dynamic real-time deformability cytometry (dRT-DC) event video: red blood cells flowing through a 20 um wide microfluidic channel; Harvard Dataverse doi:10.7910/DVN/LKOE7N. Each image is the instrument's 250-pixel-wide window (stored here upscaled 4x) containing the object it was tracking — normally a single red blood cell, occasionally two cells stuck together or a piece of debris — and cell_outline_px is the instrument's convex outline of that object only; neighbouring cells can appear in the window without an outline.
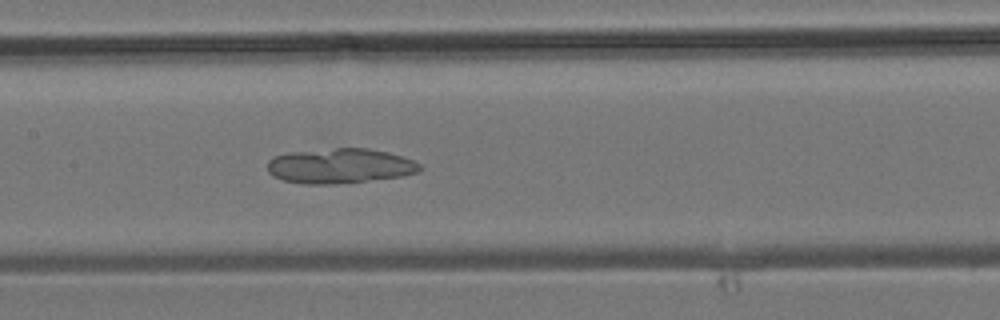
{"species": "common noctule bat (a hibernating species)", "species_latin": "Nyctalus noctula", "temperature_condition": "room temperature", "stored_images_in_passage": 44, "camera_frame_rate_fps": 3000, "um_per_image_px": 0.085, "animal": {"sex": "male", "body_mass_g": 19.2, "forearm_length_mm": 51.8}, "frame": {"image": 1, "passage_image": 21, "time_ms": 6.667, "image_size_px": [1000, 320], "cell_outline_px": [[424, 168], [416, 172], [400, 176], [332, 184], [304, 184], [284, 180], [272, 176], [268, 172], [268, 160], [272, 156], [288, 152], [336, 148], [368, 148], [388, 152], [412, 160], [420, 164]], "centroid_in_image_um": [28.84, 14.09], "position_along_channel_um": 178.6, "area_um2": 30.87}}
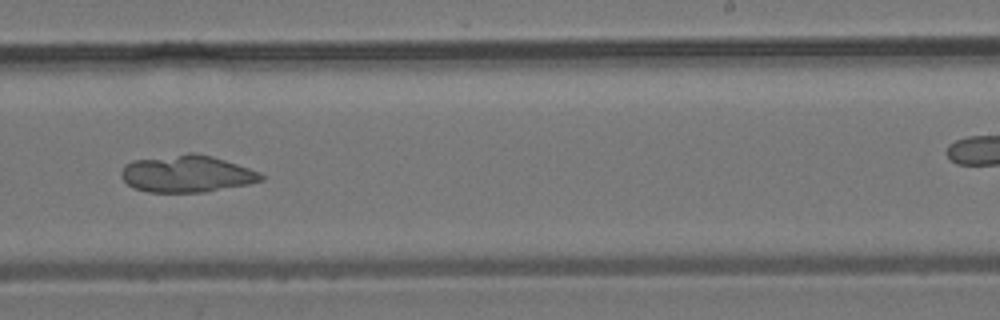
{"frame": {"image": 2, "passage_image": 27, "time_ms": 8.667, "image_size_px": [1000, 320], "cell_outline_px": [[264, 180], [248, 184], [204, 192], [148, 192], [132, 188], [120, 176], [120, 172], [124, 164], [132, 160], [188, 152], [196, 152], [212, 156], [260, 172], [264, 176]], "centroid_in_image_um": [15.84, 14.76], "position_along_channel_um": 273.2, "area_um2": 30.4}}
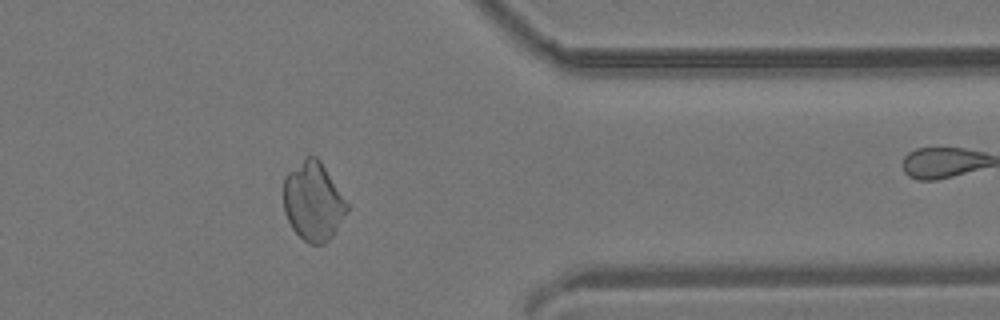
{"frame": {"image": 3, "passage_image": 35, "time_ms": 11.333, "image_size_px": [1000, 320], "cell_outline_px": [[348, 208], [332, 236], [324, 244], [308, 244], [292, 228], [284, 212], [284, 176], [288, 172], [308, 156], [316, 156], [320, 160], [348, 204]], "centroid_in_image_um": [26.6, 17.13], "position_along_channel_um": 384.8, "area_um2": 28.61}}